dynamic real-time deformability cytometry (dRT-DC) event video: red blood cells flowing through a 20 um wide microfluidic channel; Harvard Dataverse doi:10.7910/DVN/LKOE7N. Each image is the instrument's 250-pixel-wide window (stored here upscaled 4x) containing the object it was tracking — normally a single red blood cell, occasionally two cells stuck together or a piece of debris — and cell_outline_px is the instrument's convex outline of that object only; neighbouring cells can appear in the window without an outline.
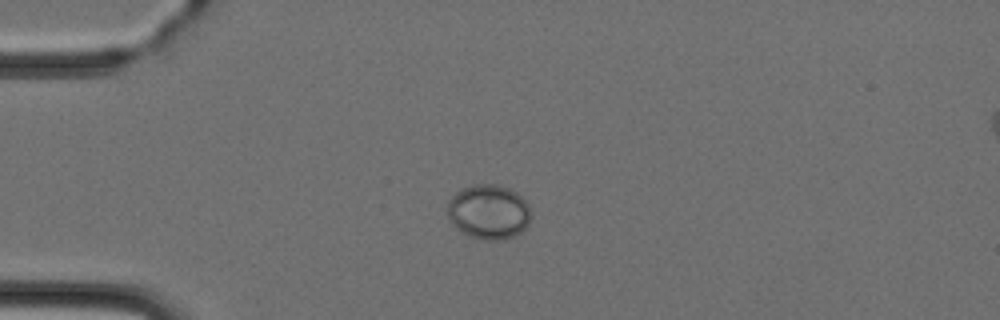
{"species": "Egyptian fruit bat (a non-hibernating species)", "species_latin": "Rousettus aegyptiacus", "temperature_condition": "cold", "stored_images_in_passage": 3, "camera_frame_rate_fps": 3000, "um_per_image_px": 0.085, "animal": {"sex": "female"}, "frame": {"image": 1, "passage_image": 3, "time_ms": 2.667, "image_size_px": [1000, 320], "cell_outline_px": [[532, 216], [528, 224], [520, 232], [504, 240], [480, 240], [460, 232], [452, 224], [448, 216], [448, 200], [460, 188], [472, 184], [496, 184], [508, 188], [516, 192], [528, 204]], "centroid_in_image_um": [41.52, 18.01], "position_along_channel_um": 43.5, "area_um2": 26.88}}